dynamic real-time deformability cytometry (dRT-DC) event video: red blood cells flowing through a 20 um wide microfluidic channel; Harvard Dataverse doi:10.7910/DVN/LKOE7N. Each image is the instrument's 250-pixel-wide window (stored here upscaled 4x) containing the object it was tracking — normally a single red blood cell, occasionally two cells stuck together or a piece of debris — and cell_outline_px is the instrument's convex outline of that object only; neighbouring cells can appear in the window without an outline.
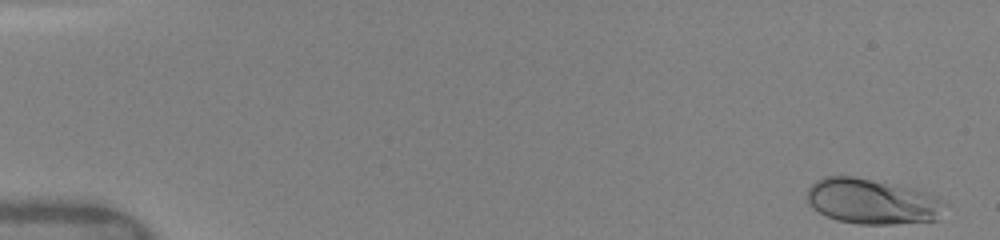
{"species": "human", "species_latin": "Homo sapiens", "temperature_condition": "warm", "stored_images_in_passage": 5, "camera_frame_rate_fps": 3000, "um_per_image_px": 0.085, "donor": {"sex": "female"}, "frame": {"image": 1, "passage_image": 1, "time_ms": 0.0, "image_size_px": [1000, 240], "cell_outline_px": [[948, 204], [940, 220], [892, 224], [860, 224], [836, 220], [824, 216], [812, 208], [808, 204], [804, 196], [808, 188], [816, 180], [824, 176], [852, 176], [912, 188], [940, 196]], "centroid_in_image_um": [74.15, 17.13], "position_along_channel_um": 10.8, "area_um2": 37.17}}
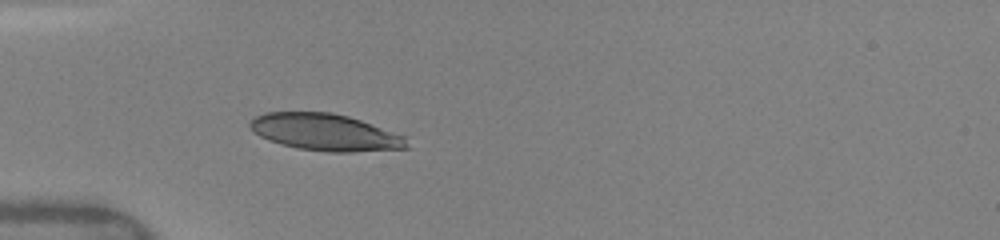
{"frame": {"image": 2, "passage_image": 5, "time_ms": 4.667, "image_size_px": [1000, 240], "cell_outline_px": [[408, 148], [352, 152], [328, 152], [300, 148], [280, 144], [268, 140], [260, 136], [248, 124], [256, 116], [264, 112], [332, 112], [348, 116], [360, 120], [404, 136], [408, 144]], "centroid_in_image_um": [27.63, 11.24], "position_along_channel_um": 57.4, "area_um2": 33.35}}